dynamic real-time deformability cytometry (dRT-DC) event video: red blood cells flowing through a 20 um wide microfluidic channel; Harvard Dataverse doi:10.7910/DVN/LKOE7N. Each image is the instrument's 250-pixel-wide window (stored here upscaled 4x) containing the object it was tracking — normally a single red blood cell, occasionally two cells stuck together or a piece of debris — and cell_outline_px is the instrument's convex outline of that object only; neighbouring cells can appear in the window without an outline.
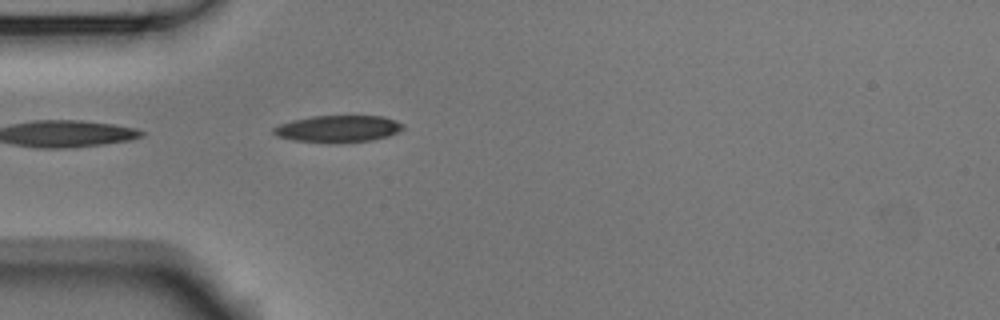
{"species": "Egyptian fruit bat (a non-hibernating species)", "species_latin": "Rousettus aegyptiacus", "temperature_condition": "room temperature", "stored_images_in_passage": 4, "camera_frame_rate_fps": 3000, "um_per_image_px": 0.085, "animal": {"sex": "male"}, "frame": {"image": 1, "passage_image": 4, "time_ms": 1.0, "image_size_px": [1000, 320], "cell_outline_px": [[404, 128], [388, 136], [372, 140], [292, 140], [276, 136], [272, 132], [272, 128], [280, 124], [292, 120], [312, 116], [384, 116], [396, 120], [404, 124]], "centroid_in_image_um": [28.74, 10.89], "position_along_channel_um": 56.3, "area_um2": 19.42}}